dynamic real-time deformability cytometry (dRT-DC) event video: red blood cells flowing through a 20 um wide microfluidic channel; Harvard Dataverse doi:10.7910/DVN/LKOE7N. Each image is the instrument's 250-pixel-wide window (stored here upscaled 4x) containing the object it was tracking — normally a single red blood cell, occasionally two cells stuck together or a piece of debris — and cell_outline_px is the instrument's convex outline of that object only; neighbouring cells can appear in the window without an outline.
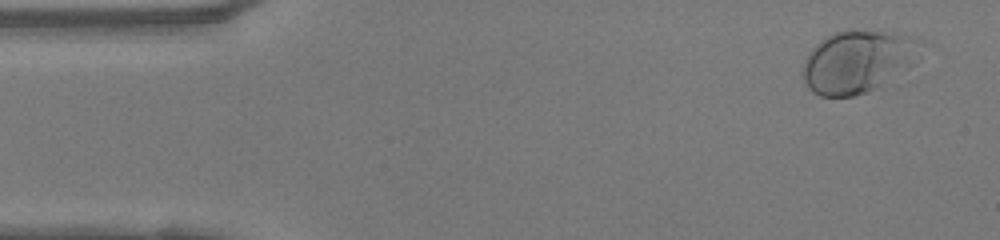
{"species": "human", "species_latin": "Homo sapiens", "temperature_condition": "warm", "stored_images_in_passage": 49, "camera_frame_rate_fps": 3000, "um_per_image_px": 0.085, "donor": {"sex": "female"}, "frame": {"image": 1, "passage_image": 3, "time_ms": 0.667, "image_size_px": [1000, 240], "cell_outline_px": [[912, 40], [908, 68], [876, 88], [852, 96], [820, 96], [812, 92], [808, 88], [804, 80], [804, 60], [812, 48], [820, 40], [836, 32], [848, 28], [880, 32], [908, 36]], "centroid_in_image_um": [72.7, 5.26], "position_along_channel_um": 12.3, "area_um2": 40.86}}
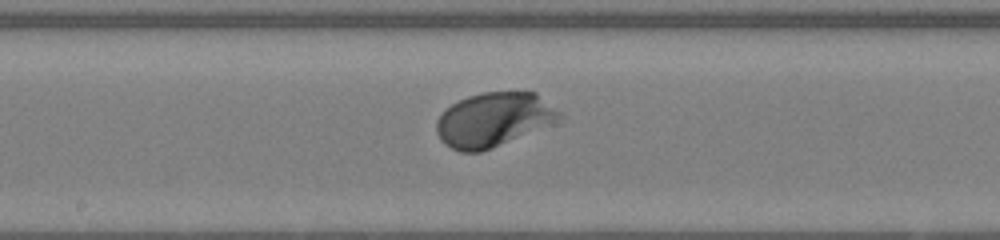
{"frame": {"image": 2, "passage_image": 25, "time_ms": 8.0, "image_size_px": [1000, 240], "cell_outline_px": [[560, 116], [552, 120], [492, 148], [480, 152], [460, 152], [444, 144], [440, 140], [436, 132], [436, 120], [452, 104], [468, 96], [484, 92], [536, 92], [560, 112]], "centroid_in_image_um": [41.83, 10.16], "position_along_channel_um": 206.4, "area_um2": 37.4}}
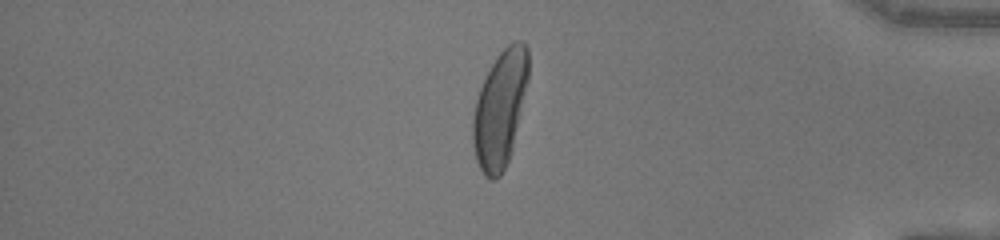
{"frame": {"image": 3, "passage_image": 41, "time_ms": 13.333, "image_size_px": [1000, 240], "cell_outline_px": [[528, 80], [512, 152], [500, 176], [496, 180], [492, 180], [484, 176], [476, 160], [472, 144], [472, 116], [476, 100], [480, 88], [496, 56], [512, 40], [524, 40], [528, 48]], "centroid_in_image_um": [42.5, 9.26], "position_along_channel_um": 392.7, "area_um2": 37.92}, "authors_computed_cell_mechanics": {"area_um2": 37.9168, "velocity_mm_per_s": 4.1179, "shape_relaxation_time_tau1_ms": 1.6666, "shape_relaxation_time_tau2_ms": null, "deformation_change_tau1": 0.148, "deformation_change_tau2": null}}